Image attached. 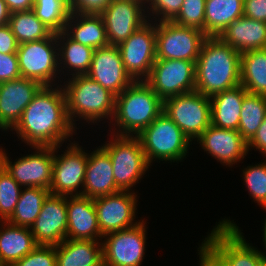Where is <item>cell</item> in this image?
<instances>
[{"label": "cell", "instance_id": "obj_22", "mask_svg": "<svg viewBox=\"0 0 266 266\" xmlns=\"http://www.w3.org/2000/svg\"><path fill=\"white\" fill-rule=\"evenodd\" d=\"M66 202L67 239L102 241L93 199L75 195L66 196Z\"/></svg>", "mask_w": 266, "mask_h": 266}, {"label": "cell", "instance_id": "obj_38", "mask_svg": "<svg viewBox=\"0 0 266 266\" xmlns=\"http://www.w3.org/2000/svg\"><path fill=\"white\" fill-rule=\"evenodd\" d=\"M244 182L249 195L259 205H266V159L257 165L247 166L243 170Z\"/></svg>", "mask_w": 266, "mask_h": 266}, {"label": "cell", "instance_id": "obj_25", "mask_svg": "<svg viewBox=\"0 0 266 266\" xmlns=\"http://www.w3.org/2000/svg\"><path fill=\"white\" fill-rule=\"evenodd\" d=\"M37 246L29 227L0 221V266H13Z\"/></svg>", "mask_w": 266, "mask_h": 266}, {"label": "cell", "instance_id": "obj_24", "mask_svg": "<svg viewBox=\"0 0 266 266\" xmlns=\"http://www.w3.org/2000/svg\"><path fill=\"white\" fill-rule=\"evenodd\" d=\"M218 37L240 53L266 49V23L242 16L232 22Z\"/></svg>", "mask_w": 266, "mask_h": 266}, {"label": "cell", "instance_id": "obj_2", "mask_svg": "<svg viewBox=\"0 0 266 266\" xmlns=\"http://www.w3.org/2000/svg\"><path fill=\"white\" fill-rule=\"evenodd\" d=\"M195 90L211 97L240 84L241 53L218 36L207 37L195 63Z\"/></svg>", "mask_w": 266, "mask_h": 266}, {"label": "cell", "instance_id": "obj_39", "mask_svg": "<svg viewBox=\"0 0 266 266\" xmlns=\"http://www.w3.org/2000/svg\"><path fill=\"white\" fill-rule=\"evenodd\" d=\"M183 2L184 0H147L145 12L149 13L146 14L148 20L152 15V20L155 18L154 22L172 21L178 15Z\"/></svg>", "mask_w": 266, "mask_h": 266}, {"label": "cell", "instance_id": "obj_15", "mask_svg": "<svg viewBox=\"0 0 266 266\" xmlns=\"http://www.w3.org/2000/svg\"><path fill=\"white\" fill-rule=\"evenodd\" d=\"M60 147H54L53 177L49 191L62 196L82 195L88 154L75 141L67 146L64 154L55 155ZM79 187L82 188L80 191Z\"/></svg>", "mask_w": 266, "mask_h": 266}, {"label": "cell", "instance_id": "obj_49", "mask_svg": "<svg viewBox=\"0 0 266 266\" xmlns=\"http://www.w3.org/2000/svg\"><path fill=\"white\" fill-rule=\"evenodd\" d=\"M136 1H139L140 3L145 5L147 0H136Z\"/></svg>", "mask_w": 266, "mask_h": 266}, {"label": "cell", "instance_id": "obj_51", "mask_svg": "<svg viewBox=\"0 0 266 266\" xmlns=\"http://www.w3.org/2000/svg\"><path fill=\"white\" fill-rule=\"evenodd\" d=\"M261 266H266V260L261 264Z\"/></svg>", "mask_w": 266, "mask_h": 266}, {"label": "cell", "instance_id": "obj_1", "mask_svg": "<svg viewBox=\"0 0 266 266\" xmlns=\"http://www.w3.org/2000/svg\"><path fill=\"white\" fill-rule=\"evenodd\" d=\"M60 86H43L11 129L30 147L62 146L75 134L76 129L68 117L64 90Z\"/></svg>", "mask_w": 266, "mask_h": 266}, {"label": "cell", "instance_id": "obj_29", "mask_svg": "<svg viewBox=\"0 0 266 266\" xmlns=\"http://www.w3.org/2000/svg\"><path fill=\"white\" fill-rule=\"evenodd\" d=\"M58 44L59 73L64 70L67 74L86 75L90 69L94 49L71 39L64 31L56 34ZM62 64V66H61ZM63 67V68H62ZM71 70V72H69Z\"/></svg>", "mask_w": 266, "mask_h": 266}, {"label": "cell", "instance_id": "obj_16", "mask_svg": "<svg viewBox=\"0 0 266 266\" xmlns=\"http://www.w3.org/2000/svg\"><path fill=\"white\" fill-rule=\"evenodd\" d=\"M101 236L136 226L137 195L120 191L93 199Z\"/></svg>", "mask_w": 266, "mask_h": 266}, {"label": "cell", "instance_id": "obj_32", "mask_svg": "<svg viewBox=\"0 0 266 266\" xmlns=\"http://www.w3.org/2000/svg\"><path fill=\"white\" fill-rule=\"evenodd\" d=\"M50 191L46 188L28 187L21 190L19 200L7 222L22 227H31Z\"/></svg>", "mask_w": 266, "mask_h": 266}, {"label": "cell", "instance_id": "obj_13", "mask_svg": "<svg viewBox=\"0 0 266 266\" xmlns=\"http://www.w3.org/2000/svg\"><path fill=\"white\" fill-rule=\"evenodd\" d=\"M195 63L187 60H155L145 82L162 100L195 91Z\"/></svg>", "mask_w": 266, "mask_h": 266}, {"label": "cell", "instance_id": "obj_33", "mask_svg": "<svg viewBox=\"0 0 266 266\" xmlns=\"http://www.w3.org/2000/svg\"><path fill=\"white\" fill-rule=\"evenodd\" d=\"M8 25L18 44L43 40L53 33L36 17L32 9L10 13Z\"/></svg>", "mask_w": 266, "mask_h": 266}, {"label": "cell", "instance_id": "obj_5", "mask_svg": "<svg viewBox=\"0 0 266 266\" xmlns=\"http://www.w3.org/2000/svg\"><path fill=\"white\" fill-rule=\"evenodd\" d=\"M67 113L75 126L74 118L84 119L88 124L112 120L115 112V95L87 75H76L63 85ZM109 117V118H108ZM100 120V121H99Z\"/></svg>", "mask_w": 266, "mask_h": 266}, {"label": "cell", "instance_id": "obj_30", "mask_svg": "<svg viewBox=\"0 0 266 266\" xmlns=\"http://www.w3.org/2000/svg\"><path fill=\"white\" fill-rule=\"evenodd\" d=\"M244 0H206L205 34L217 37L232 22L243 16Z\"/></svg>", "mask_w": 266, "mask_h": 266}, {"label": "cell", "instance_id": "obj_47", "mask_svg": "<svg viewBox=\"0 0 266 266\" xmlns=\"http://www.w3.org/2000/svg\"><path fill=\"white\" fill-rule=\"evenodd\" d=\"M10 12L4 0H0V26L8 24Z\"/></svg>", "mask_w": 266, "mask_h": 266}, {"label": "cell", "instance_id": "obj_8", "mask_svg": "<svg viewBox=\"0 0 266 266\" xmlns=\"http://www.w3.org/2000/svg\"><path fill=\"white\" fill-rule=\"evenodd\" d=\"M21 77L38 81L43 86L54 87L56 75H62L58 66V44L56 34L38 41L18 45L17 50ZM54 83V84H53Z\"/></svg>", "mask_w": 266, "mask_h": 266}, {"label": "cell", "instance_id": "obj_31", "mask_svg": "<svg viewBox=\"0 0 266 266\" xmlns=\"http://www.w3.org/2000/svg\"><path fill=\"white\" fill-rule=\"evenodd\" d=\"M240 84L250 94L266 96V49L241 53Z\"/></svg>", "mask_w": 266, "mask_h": 266}, {"label": "cell", "instance_id": "obj_41", "mask_svg": "<svg viewBox=\"0 0 266 266\" xmlns=\"http://www.w3.org/2000/svg\"><path fill=\"white\" fill-rule=\"evenodd\" d=\"M20 77L17 53H0V83Z\"/></svg>", "mask_w": 266, "mask_h": 266}, {"label": "cell", "instance_id": "obj_23", "mask_svg": "<svg viewBox=\"0 0 266 266\" xmlns=\"http://www.w3.org/2000/svg\"><path fill=\"white\" fill-rule=\"evenodd\" d=\"M83 188L82 195L91 199L120 192L114 180L110 156L102 145L88 153Z\"/></svg>", "mask_w": 266, "mask_h": 266}, {"label": "cell", "instance_id": "obj_21", "mask_svg": "<svg viewBox=\"0 0 266 266\" xmlns=\"http://www.w3.org/2000/svg\"><path fill=\"white\" fill-rule=\"evenodd\" d=\"M202 149L228 165L240 162L248 153L247 142L238 130L218 128L212 124L197 138Z\"/></svg>", "mask_w": 266, "mask_h": 266}, {"label": "cell", "instance_id": "obj_7", "mask_svg": "<svg viewBox=\"0 0 266 266\" xmlns=\"http://www.w3.org/2000/svg\"><path fill=\"white\" fill-rule=\"evenodd\" d=\"M114 136L102 147L110 156L116 187L120 191H130L150 165L137 136Z\"/></svg>", "mask_w": 266, "mask_h": 266}, {"label": "cell", "instance_id": "obj_36", "mask_svg": "<svg viewBox=\"0 0 266 266\" xmlns=\"http://www.w3.org/2000/svg\"><path fill=\"white\" fill-rule=\"evenodd\" d=\"M22 187L0 164V221H6L13 213Z\"/></svg>", "mask_w": 266, "mask_h": 266}, {"label": "cell", "instance_id": "obj_20", "mask_svg": "<svg viewBox=\"0 0 266 266\" xmlns=\"http://www.w3.org/2000/svg\"><path fill=\"white\" fill-rule=\"evenodd\" d=\"M43 87L33 79L20 77L0 83V129H12L20 120L24 109Z\"/></svg>", "mask_w": 266, "mask_h": 266}, {"label": "cell", "instance_id": "obj_11", "mask_svg": "<svg viewBox=\"0 0 266 266\" xmlns=\"http://www.w3.org/2000/svg\"><path fill=\"white\" fill-rule=\"evenodd\" d=\"M35 152L19 158L14 164L0 148V164L22 187H40L50 190L53 177L54 147H30Z\"/></svg>", "mask_w": 266, "mask_h": 266}, {"label": "cell", "instance_id": "obj_6", "mask_svg": "<svg viewBox=\"0 0 266 266\" xmlns=\"http://www.w3.org/2000/svg\"><path fill=\"white\" fill-rule=\"evenodd\" d=\"M137 137L149 165L153 160L178 162L188 153L191 140L165 114L161 113Z\"/></svg>", "mask_w": 266, "mask_h": 266}, {"label": "cell", "instance_id": "obj_27", "mask_svg": "<svg viewBox=\"0 0 266 266\" xmlns=\"http://www.w3.org/2000/svg\"><path fill=\"white\" fill-rule=\"evenodd\" d=\"M64 32L74 41L93 49L109 46L105 24L100 14L71 12Z\"/></svg>", "mask_w": 266, "mask_h": 266}, {"label": "cell", "instance_id": "obj_46", "mask_svg": "<svg viewBox=\"0 0 266 266\" xmlns=\"http://www.w3.org/2000/svg\"><path fill=\"white\" fill-rule=\"evenodd\" d=\"M10 13L31 10L34 0H4Z\"/></svg>", "mask_w": 266, "mask_h": 266}, {"label": "cell", "instance_id": "obj_34", "mask_svg": "<svg viewBox=\"0 0 266 266\" xmlns=\"http://www.w3.org/2000/svg\"><path fill=\"white\" fill-rule=\"evenodd\" d=\"M266 116V96L247 93L242 102L238 131L248 143Z\"/></svg>", "mask_w": 266, "mask_h": 266}, {"label": "cell", "instance_id": "obj_26", "mask_svg": "<svg viewBox=\"0 0 266 266\" xmlns=\"http://www.w3.org/2000/svg\"><path fill=\"white\" fill-rule=\"evenodd\" d=\"M247 93L239 84L211 96V124L218 128L238 130L242 102Z\"/></svg>", "mask_w": 266, "mask_h": 266}, {"label": "cell", "instance_id": "obj_17", "mask_svg": "<svg viewBox=\"0 0 266 266\" xmlns=\"http://www.w3.org/2000/svg\"><path fill=\"white\" fill-rule=\"evenodd\" d=\"M145 5L136 0H112L100 13L109 45L118 46L148 21Z\"/></svg>", "mask_w": 266, "mask_h": 266}, {"label": "cell", "instance_id": "obj_42", "mask_svg": "<svg viewBox=\"0 0 266 266\" xmlns=\"http://www.w3.org/2000/svg\"><path fill=\"white\" fill-rule=\"evenodd\" d=\"M112 0H69L71 12L100 14Z\"/></svg>", "mask_w": 266, "mask_h": 266}, {"label": "cell", "instance_id": "obj_43", "mask_svg": "<svg viewBox=\"0 0 266 266\" xmlns=\"http://www.w3.org/2000/svg\"><path fill=\"white\" fill-rule=\"evenodd\" d=\"M243 16L266 23V0H244Z\"/></svg>", "mask_w": 266, "mask_h": 266}, {"label": "cell", "instance_id": "obj_45", "mask_svg": "<svg viewBox=\"0 0 266 266\" xmlns=\"http://www.w3.org/2000/svg\"><path fill=\"white\" fill-rule=\"evenodd\" d=\"M248 151L253 147L266 157V116L253 138L247 143Z\"/></svg>", "mask_w": 266, "mask_h": 266}, {"label": "cell", "instance_id": "obj_48", "mask_svg": "<svg viewBox=\"0 0 266 266\" xmlns=\"http://www.w3.org/2000/svg\"><path fill=\"white\" fill-rule=\"evenodd\" d=\"M265 209L266 211V205L264 206H261ZM263 242H264V245H265V249H266V218H265V223H264V229H263Z\"/></svg>", "mask_w": 266, "mask_h": 266}, {"label": "cell", "instance_id": "obj_40", "mask_svg": "<svg viewBox=\"0 0 266 266\" xmlns=\"http://www.w3.org/2000/svg\"><path fill=\"white\" fill-rule=\"evenodd\" d=\"M13 266H57L56 246L38 245Z\"/></svg>", "mask_w": 266, "mask_h": 266}, {"label": "cell", "instance_id": "obj_18", "mask_svg": "<svg viewBox=\"0 0 266 266\" xmlns=\"http://www.w3.org/2000/svg\"><path fill=\"white\" fill-rule=\"evenodd\" d=\"M66 196L49 193L30 227L38 245L56 246L67 238Z\"/></svg>", "mask_w": 266, "mask_h": 266}, {"label": "cell", "instance_id": "obj_14", "mask_svg": "<svg viewBox=\"0 0 266 266\" xmlns=\"http://www.w3.org/2000/svg\"><path fill=\"white\" fill-rule=\"evenodd\" d=\"M146 223L143 220L129 229L106 234L102 242L105 266H140L146 246Z\"/></svg>", "mask_w": 266, "mask_h": 266}, {"label": "cell", "instance_id": "obj_4", "mask_svg": "<svg viewBox=\"0 0 266 266\" xmlns=\"http://www.w3.org/2000/svg\"><path fill=\"white\" fill-rule=\"evenodd\" d=\"M163 112V100L145 81H134L115 96L112 121L117 126L115 135L137 136Z\"/></svg>", "mask_w": 266, "mask_h": 266}, {"label": "cell", "instance_id": "obj_50", "mask_svg": "<svg viewBox=\"0 0 266 266\" xmlns=\"http://www.w3.org/2000/svg\"><path fill=\"white\" fill-rule=\"evenodd\" d=\"M97 266H105V264L103 263V261L99 264V265H97Z\"/></svg>", "mask_w": 266, "mask_h": 266}, {"label": "cell", "instance_id": "obj_3", "mask_svg": "<svg viewBox=\"0 0 266 266\" xmlns=\"http://www.w3.org/2000/svg\"><path fill=\"white\" fill-rule=\"evenodd\" d=\"M235 222H218L198 248L200 266H261L266 252L246 242Z\"/></svg>", "mask_w": 266, "mask_h": 266}, {"label": "cell", "instance_id": "obj_37", "mask_svg": "<svg viewBox=\"0 0 266 266\" xmlns=\"http://www.w3.org/2000/svg\"><path fill=\"white\" fill-rule=\"evenodd\" d=\"M206 0H184L178 15L172 20L177 25L192 27L205 33Z\"/></svg>", "mask_w": 266, "mask_h": 266}, {"label": "cell", "instance_id": "obj_28", "mask_svg": "<svg viewBox=\"0 0 266 266\" xmlns=\"http://www.w3.org/2000/svg\"><path fill=\"white\" fill-rule=\"evenodd\" d=\"M102 261V242L66 238L56 245L57 266H97Z\"/></svg>", "mask_w": 266, "mask_h": 266}, {"label": "cell", "instance_id": "obj_10", "mask_svg": "<svg viewBox=\"0 0 266 266\" xmlns=\"http://www.w3.org/2000/svg\"><path fill=\"white\" fill-rule=\"evenodd\" d=\"M208 36L192 27L172 21L156 22V60H187L196 62Z\"/></svg>", "mask_w": 266, "mask_h": 266}, {"label": "cell", "instance_id": "obj_12", "mask_svg": "<svg viewBox=\"0 0 266 266\" xmlns=\"http://www.w3.org/2000/svg\"><path fill=\"white\" fill-rule=\"evenodd\" d=\"M152 22L148 20L118 45L126 72L134 81H145L156 60V22Z\"/></svg>", "mask_w": 266, "mask_h": 266}, {"label": "cell", "instance_id": "obj_19", "mask_svg": "<svg viewBox=\"0 0 266 266\" xmlns=\"http://www.w3.org/2000/svg\"><path fill=\"white\" fill-rule=\"evenodd\" d=\"M86 75L115 96L134 82L126 72L118 46L115 45L94 49Z\"/></svg>", "mask_w": 266, "mask_h": 266}, {"label": "cell", "instance_id": "obj_9", "mask_svg": "<svg viewBox=\"0 0 266 266\" xmlns=\"http://www.w3.org/2000/svg\"><path fill=\"white\" fill-rule=\"evenodd\" d=\"M165 113L191 140L198 138L211 125L210 97L198 91L163 100Z\"/></svg>", "mask_w": 266, "mask_h": 266}, {"label": "cell", "instance_id": "obj_44", "mask_svg": "<svg viewBox=\"0 0 266 266\" xmlns=\"http://www.w3.org/2000/svg\"><path fill=\"white\" fill-rule=\"evenodd\" d=\"M18 45L10 26L8 24L0 26V53H16Z\"/></svg>", "mask_w": 266, "mask_h": 266}, {"label": "cell", "instance_id": "obj_35", "mask_svg": "<svg viewBox=\"0 0 266 266\" xmlns=\"http://www.w3.org/2000/svg\"><path fill=\"white\" fill-rule=\"evenodd\" d=\"M36 17L53 33L64 31L71 14L69 0H34Z\"/></svg>", "mask_w": 266, "mask_h": 266}]
</instances>
